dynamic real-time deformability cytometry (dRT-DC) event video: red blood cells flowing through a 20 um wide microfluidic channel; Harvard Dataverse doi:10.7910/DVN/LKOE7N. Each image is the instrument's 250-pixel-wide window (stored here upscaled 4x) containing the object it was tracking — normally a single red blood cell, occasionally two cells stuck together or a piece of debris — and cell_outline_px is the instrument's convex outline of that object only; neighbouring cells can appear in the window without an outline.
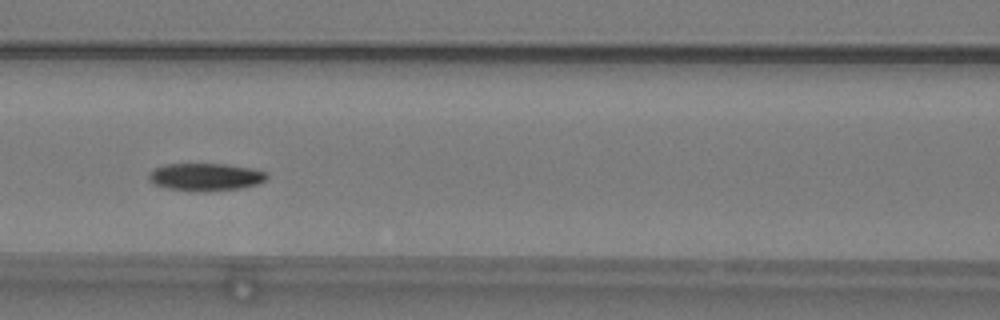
{"species": "common noctule bat (a hibernating species)", "species_latin": "Nyctalus noctula", "temperature_condition": "warm", "stored_images_in_passage": 41, "camera_frame_rate_fps": 3000, "um_per_image_px": 0.085, "animal": {"sex": "male", "body_mass_g": 19.2, "forearm_length_mm": 51.8}, "frame": {"image": 1, "passage_image": 10, "time_ms": 3.0, "image_size_px": [1000, 320], "cell_outline_px": [[268, 176], [264, 180], [256, 184], [240, 188], [200, 192], [196, 192], [168, 188], [152, 184], [148, 180], [148, 176], [152, 168], [164, 164], [228, 164], [252, 168], [264, 172]], "centroid_in_image_um": [17.4, 15.04], "position_along_channel_um": 149.2, "area_um2": 19.07}}
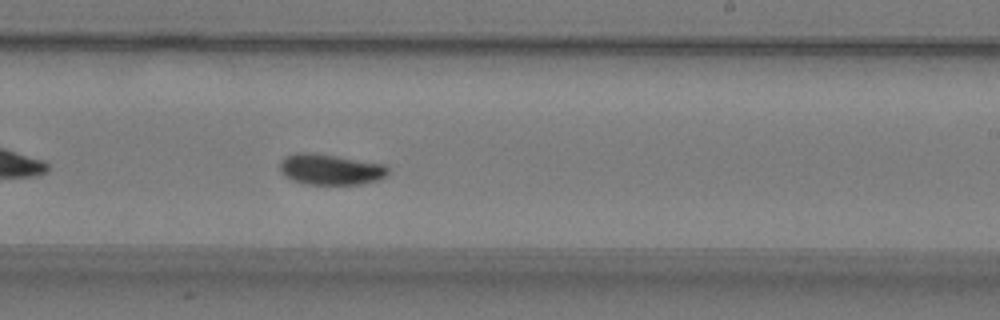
{"frame": {"image": 2, "passage_image": 19, "time_ms": 6.0, "image_size_px": [1000, 320], "cell_outline_px": [[388, 172], [380, 180], [360, 184], [304, 184], [292, 180], [284, 176], [280, 172], [280, 160], [284, 156], [296, 152], [312, 152], [384, 164], [388, 168]], "centroid_in_image_um": [28.03, 14.39], "position_along_channel_um": 261.0, "area_um2": 19.54}}
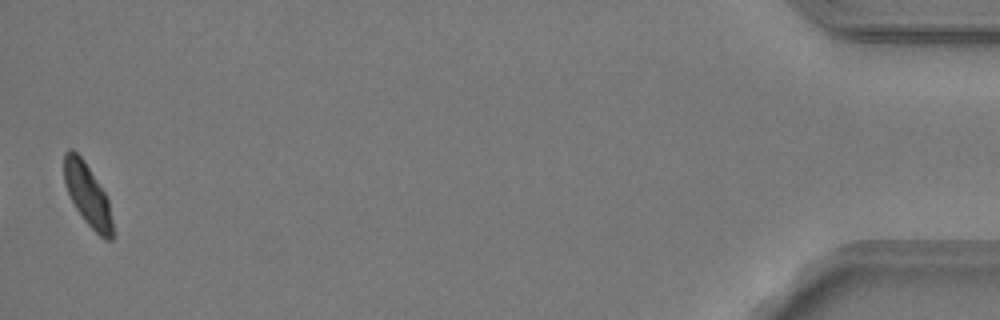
{"frame": {"image": 3, "passage_image": 40, "time_ms": 13.0, "image_size_px": [1000, 320], "cell_outline_px": [[112, 240], [104, 240], [84, 220], [76, 208], [64, 184], [64, 152], [68, 148], [72, 148], [84, 160], [108, 196], [112, 220]], "centroid_in_image_um": [7.44, 16.53], "position_along_channel_um": 427.8, "area_um2": 17.63}, "authors_computed_cell_mechanics": {"area_um2": 19.0162, "velocity_mm_per_s": 3.7349, "shape_relaxation_time_tau1_ms": 4.3453, "shape_relaxation_time_tau2_ms": 6.8283, "deformation_change_tau1": 0.1381, "deformation_change_tau2": 0.09}}